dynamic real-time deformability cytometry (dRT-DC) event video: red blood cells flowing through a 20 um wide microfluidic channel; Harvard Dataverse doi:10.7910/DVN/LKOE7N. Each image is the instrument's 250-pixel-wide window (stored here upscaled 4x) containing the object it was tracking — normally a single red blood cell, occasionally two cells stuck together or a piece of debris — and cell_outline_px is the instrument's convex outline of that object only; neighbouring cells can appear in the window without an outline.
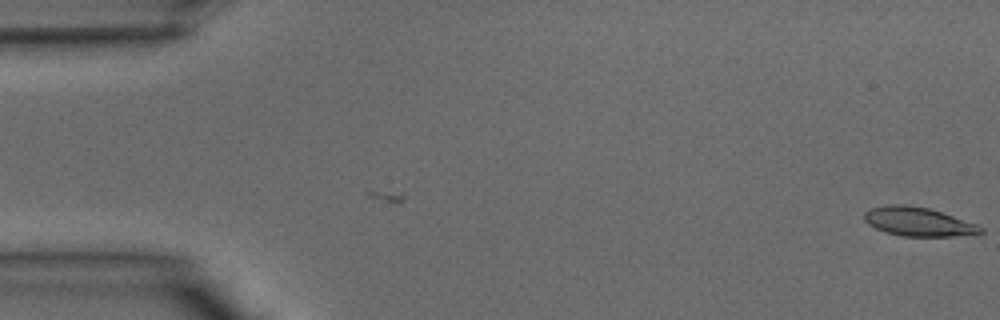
{"species": "common noctule bat (a hibernating species)", "species_latin": "Nyctalus noctula", "temperature_condition": "warm", "stored_images_in_passage": 3, "camera_frame_rate_fps": 3000, "um_per_image_px": 0.085, "animal": {"sex": "male", "body_mass_g": 15.6}, "frame": {"image": 1, "passage_image": 3, "time_ms": 0.667, "image_size_px": [1000, 320], "cell_outline_px": [[984, 232], [976, 236], [900, 236], [884, 232], [868, 224], [864, 220], [864, 212], [868, 208], [884, 204], [904, 204], [928, 208], [976, 224], [984, 228]], "centroid_in_image_um": [78.04, 18.85], "position_along_channel_um": 7.0, "area_um2": 19.88}}